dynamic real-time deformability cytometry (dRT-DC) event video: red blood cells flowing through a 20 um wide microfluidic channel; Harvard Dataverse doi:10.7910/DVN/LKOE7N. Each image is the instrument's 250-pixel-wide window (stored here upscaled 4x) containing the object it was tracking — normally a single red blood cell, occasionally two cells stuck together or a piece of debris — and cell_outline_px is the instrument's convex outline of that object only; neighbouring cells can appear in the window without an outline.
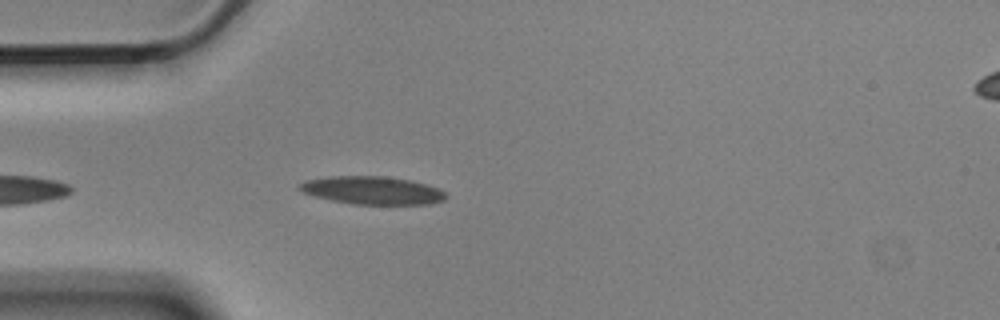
{"species": "Egyptian fruit bat (a non-hibernating species)", "species_latin": "Rousettus aegyptiacus", "temperature_condition": "cold", "stored_images_in_passage": 5, "camera_frame_rate_fps": 3000, "um_per_image_px": 0.085, "animal": {"sex": "male"}, "frame": {"image": 1, "passage_image": 5, "time_ms": 1.333, "image_size_px": [1000, 320], "cell_outline_px": [[448, 196], [444, 200], [428, 204], [352, 204], [332, 200], [316, 196], [304, 192], [300, 188], [300, 184], [308, 180], [328, 176], [384, 176], [412, 180], [428, 184], [440, 188]], "centroid_in_image_um": [31.73, 16.17], "position_along_channel_um": 53.3, "area_um2": 23.76}}